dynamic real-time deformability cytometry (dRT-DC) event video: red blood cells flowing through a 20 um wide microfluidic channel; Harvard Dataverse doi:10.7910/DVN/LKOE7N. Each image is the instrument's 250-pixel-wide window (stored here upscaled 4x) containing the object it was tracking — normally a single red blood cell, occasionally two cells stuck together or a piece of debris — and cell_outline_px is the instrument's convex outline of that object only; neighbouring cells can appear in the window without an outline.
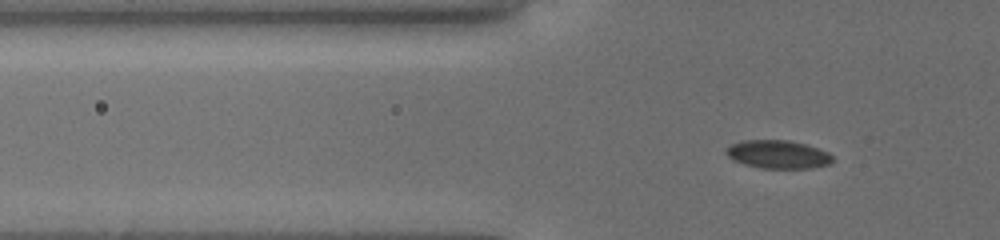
{"species": "common noctule bat (a hibernating species)", "species_latin": "Nyctalus noctula", "temperature_condition": "cold", "stored_images_in_passage": 41, "segment_of_instrument_passage": [1, 2], "camera_frame_rate_fps": 3000, "um_per_image_px": 0.085, "animal": {"sex": "female", "body_mass_g": 19.5, "forearm_length_mm": 54.1}, "frame": {"image": 1, "passage_image": 4, "time_ms": 1.0, "image_size_px": [1000, 240], "cell_outline_px": [[832, 160], [828, 164], [812, 168], [760, 168], [744, 164], [732, 160], [724, 152], [724, 148], [740, 140], [788, 140], [804, 144], [828, 152], [832, 156]], "centroid_in_image_um": [66.06, 13.12], "position_along_channel_um": 59.7, "area_um2": 17.51}}
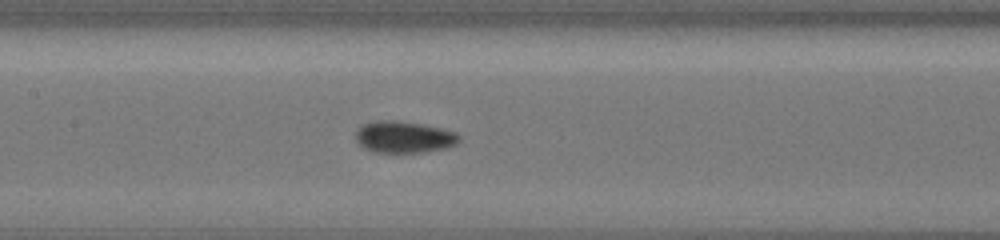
{"frame": {"image": 2, "passage_image": 14, "time_ms": 4.333, "image_size_px": [1000, 240], "cell_outline_px": [[460, 140], [456, 144], [448, 148], [424, 152], [372, 152], [364, 148], [356, 140], [356, 132], [364, 124], [376, 120], [392, 120], [424, 124], [456, 132], [460, 136]], "centroid_in_image_um": [34.36, 11.65], "position_along_channel_um": 173.0, "area_um2": 19.13}}
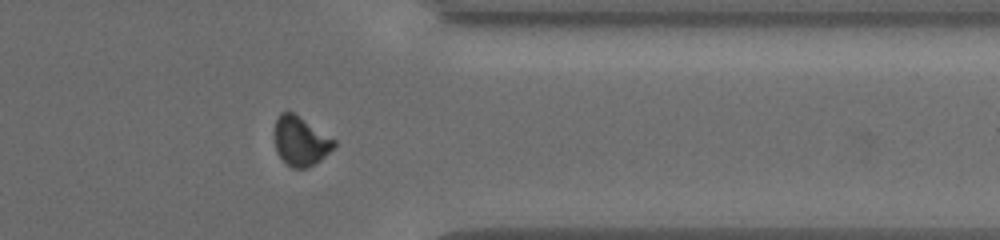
{"frame": {"image": 3, "passage_image": 31, "time_ms": 10.0, "image_size_px": [1000, 240], "cell_outline_px": [[336, 148], [320, 160], [308, 168], [292, 168], [276, 152], [276, 120], [280, 112], [292, 112], [336, 140]], "centroid_in_image_um": [25.59, 12.02], "position_along_channel_um": 385.8, "area_um2": 16.82}}